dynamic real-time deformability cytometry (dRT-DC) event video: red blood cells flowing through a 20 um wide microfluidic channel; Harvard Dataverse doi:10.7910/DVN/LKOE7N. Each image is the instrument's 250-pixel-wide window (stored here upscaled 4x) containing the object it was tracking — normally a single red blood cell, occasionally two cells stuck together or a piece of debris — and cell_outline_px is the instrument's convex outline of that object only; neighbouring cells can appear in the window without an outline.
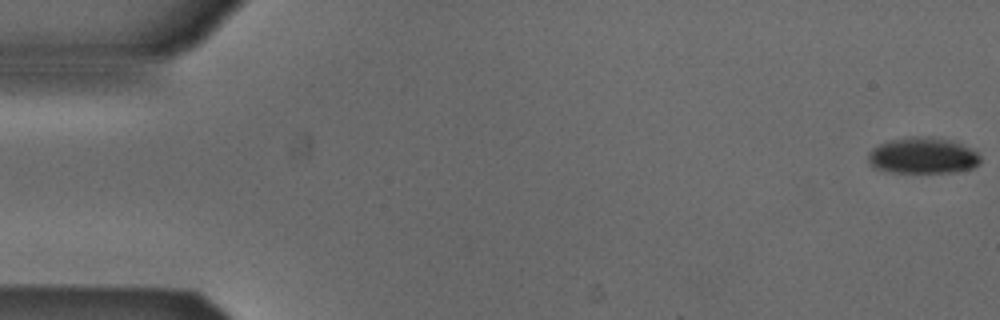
{"species": "Egyptian fruit bat (a non-hibernating species)", "species_latin": "Rousettus aegyptiacus", "temperature_condition": "cold", "stored_images_in_passage": 53, "camera_frame_rate_fps": 3000, "um_per_image_px": 0.085, "animal": {"sex": "male"}, "frame": {"image": 1, "passage_image": 1, "time_ms": 0.0, "image_size_px": [1000, 320], "cell_outline_px": [[980, 164], [972, 168], [956, 172], [888, 172], [872, 168], [868, 164], [868, 152], [872, 148], [888, 140], [908, 136], [928, 136], [956, 140], [972, 148], [980, 156]], "centroid_in_image_um": [78.43, 13.21], "position_along_channel_um": 6.6, "area_um2": 24.28}}
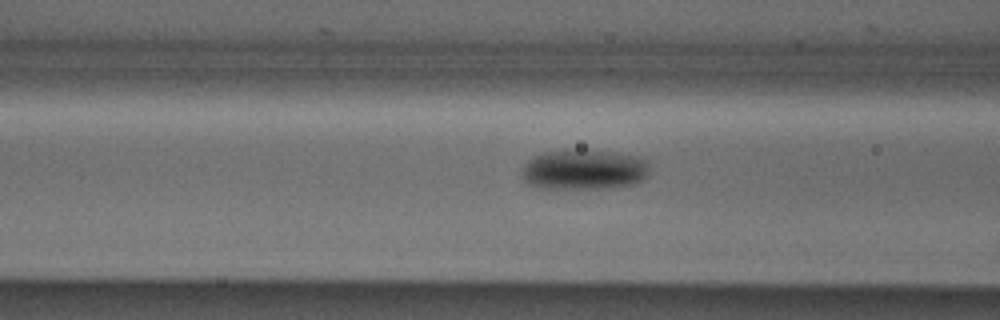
{"frame": {"image": 2, "passage_image": 21, "time_ms": 6.667, "image_size_px": [1000, 320], "cell_outline_px": [[648, 168], [644, 176], [640, 180], [632, 184], [604, 188], [540, 188], [528, 184], [524, 180], [524, 164], [532, 156], [544, 152], [576, 148], [612, 152], [632, 156], [644, 160], [648, 164]], "centroid_in_image_um": [49.57, 14.4], "position_along_channel_um": 117.0, "area_um2": 29.65}}
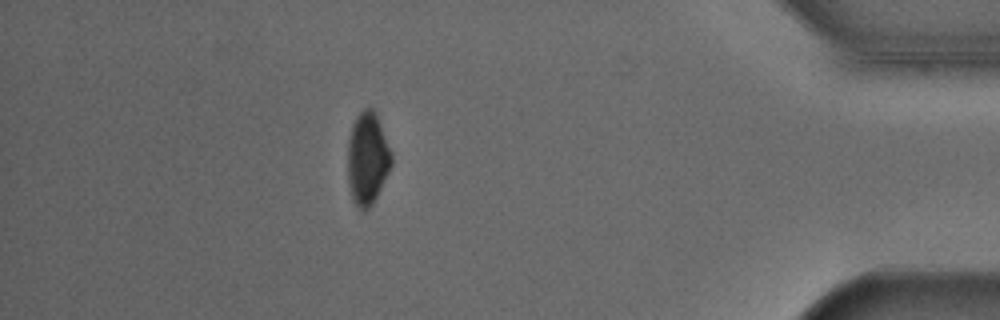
{"frame": {"image": 3, "passage_image": 47, "time_ms": 15.333, "image_size_px": [1000, 320], "cell_outline_px": [[392, 164], [372, 204], [364, 212], [352, 200], [348, 184], [348, 140], [352, 124], [356, 116], [364, 108], [372, 108], [376, 112], [392, 152]], "centroid_in_image_um": [31.23, 13.44], "position_along_channel_um": 404.0, "area_um2": 23.58}, "authors_computed_cell_mechanics": {"area_um2": 26.877, "velocity_mm_per_s": 3.8727, "shape_relaxation_time_tau1_ms": 2.4604, "shape_relaxation_time_tau2_ms": null, "deformation_change_tau1": 0.0792, "deformation_change_tau2": null}}